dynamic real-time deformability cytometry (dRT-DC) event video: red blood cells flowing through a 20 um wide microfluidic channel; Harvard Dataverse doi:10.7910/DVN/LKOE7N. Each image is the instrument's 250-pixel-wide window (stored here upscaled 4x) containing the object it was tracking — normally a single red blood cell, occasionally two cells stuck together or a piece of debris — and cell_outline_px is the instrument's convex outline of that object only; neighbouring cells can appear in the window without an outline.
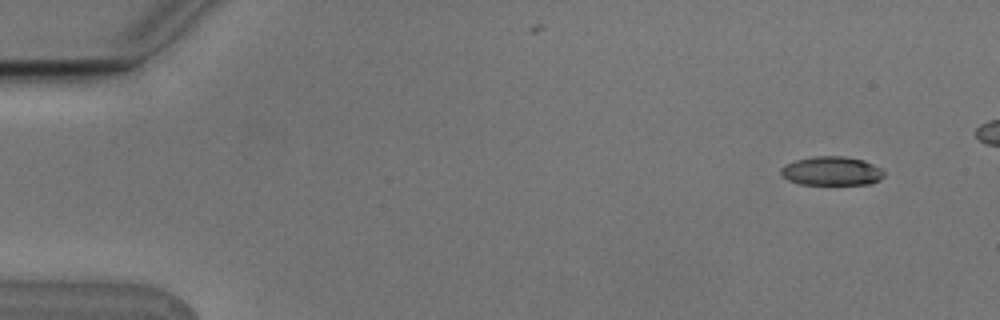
{"species": "Egyptian fruit bat (a non-hibernating species)", "species_latin": "Rousettus aegyptiacus", "temperature_condition": "cold", "stored_images_in_passage": 5, "camera_frame_rate_fps": 3000, "um_per_image_px": 0.085, "animal": {"sex": "male"}, "frame": {"image": 1, "passage_image": 1, "time_ms": 0.0, "image_size_px": [1000, 320], "cell_outline_px": [[884, 176], [880, 180], [872, 184], [800, 184], [788, 180], [780, 172], [780, 168], [784, 164], [796, 160], [816, 156], [844, 156], [864, 160], [880, 168], [884, 172]], "centroid_in_image_um": [70.69, 14.53], "position_along_channel_um": 14.3, "area_um2": 17.4}}